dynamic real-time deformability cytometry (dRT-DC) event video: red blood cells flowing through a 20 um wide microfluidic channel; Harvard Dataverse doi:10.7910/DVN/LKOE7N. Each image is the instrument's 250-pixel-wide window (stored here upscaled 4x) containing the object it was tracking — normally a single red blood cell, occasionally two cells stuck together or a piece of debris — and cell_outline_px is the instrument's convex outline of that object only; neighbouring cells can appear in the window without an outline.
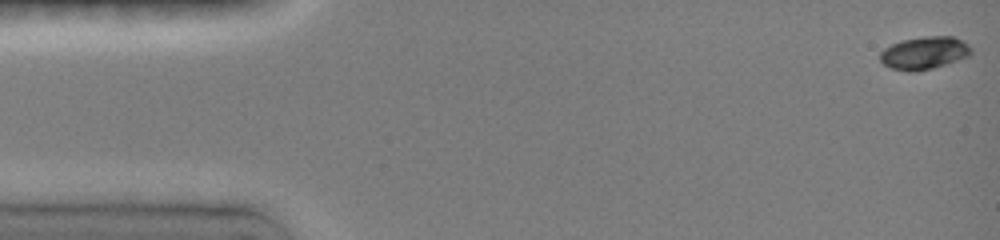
{"species": "common noctule bat (a hibernating species)", "species_latin": "Nyctalus noctula", "temperature_condition": "room temperature", "stored_images_in_passage": 9, "camera_frame_rate_fps": 3000, "um_per_image_px": 0.085, "animal": {"sex": "female", "body_mass_g": 19.0, "forearm_length_mm": 51.5}, "frame": {"image": 1, "passage_image": 1, "time_ms": 0.0, "image_size_px": [1000, 240], "cell_outline_px": [[972, 52], [968, 56], [932, 68], [912, 72], [908, 72], [892, 68], [884, 64], [880, 60], [880, 52], [884, 48], [900, 40], [924, 36], [952, 36], [968, 44], [972, 48]], "centroid_in_image_um": [78.54, 4.49], "position_along_channel_um": 6.5, "area_um2": 17.22}}
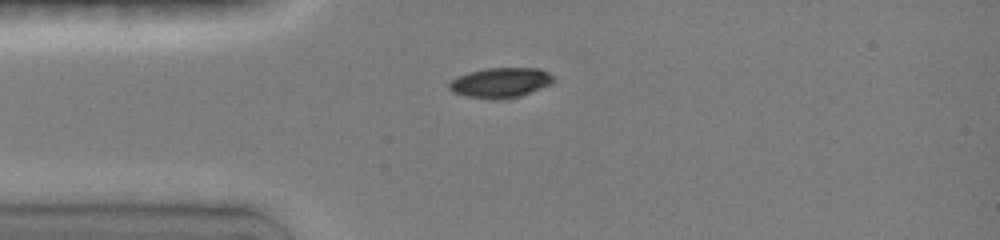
{"frame": {"image": 2, "passage_image": 8, "time_ms": 3.667, "image_size_px": [1000, 240], "cell_outline_px": [[552, 84], [520, 96], [492, 100], [468, 96], [452, 92], [448, 88], [448, 84], [452, 80], [460, 76], [472, 72], [488, 68], [536, 68], [548, 72], [552, 76]], "centroid_in_image_um": [42.54, 7.03], "position_along_channel_um": 42.5, "area_um2": 17.92}}